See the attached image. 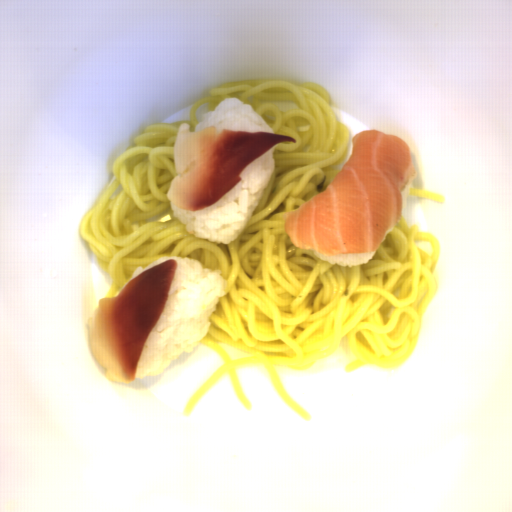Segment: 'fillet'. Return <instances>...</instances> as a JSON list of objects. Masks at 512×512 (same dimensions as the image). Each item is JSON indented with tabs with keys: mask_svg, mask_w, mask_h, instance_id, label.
<instances>
[{
	"mask_svg": "<svg viewBox=\"0 0 512 512\" xmlns=\"http://www.w3.org/2000/svg\"><path fill=\"white\" fill-rule=\"evenodd\" d=\"M416 179L407 141L377 129L357 132L324 192L283 214L284 230L296 247L318 254L372 253L403 219L402 192Z\"/></svg>",
	"mask_w": 512,
	"mask_h": 512,
	"instance_id": "fillet-1",
	"label": "fillet"
},
{
	"mask_svg": "<svg viewBox=\"0 0 512 512\" xmlns=\"http://www.w3.org/2000/svg\"><path fill=\"white\" fill-rule=\"evenodd\" d=\"M178 267L169 259L128 280L116 297L101 298L89 319L88 344L106 379L135 380L142 349L166 303Z\"/></svg>",
	"mask_w": 512,
	"mask_h": 512,
	"instance_id": "fillet-3",
	"label": "fillet"
},
{
	"mask_svg": "<svg viewBox=\"0 0 512 512\" xmlns=\"http://www.w3.org/2000/svg\"><path fill=\"white\" fill-rule=\"evenodd\" d=\"M297 139L267 131H221L211 126L191 132L178 126L174 146V177L168 200L185 210L200 211L219 200L243 179L240 174L277 143Z\"/></svg>",
	"mask_w": 512,
	"mask_h": 512,
	"instance_id": "fillet-2",
	"label": "fillet"
}]
</instances>
